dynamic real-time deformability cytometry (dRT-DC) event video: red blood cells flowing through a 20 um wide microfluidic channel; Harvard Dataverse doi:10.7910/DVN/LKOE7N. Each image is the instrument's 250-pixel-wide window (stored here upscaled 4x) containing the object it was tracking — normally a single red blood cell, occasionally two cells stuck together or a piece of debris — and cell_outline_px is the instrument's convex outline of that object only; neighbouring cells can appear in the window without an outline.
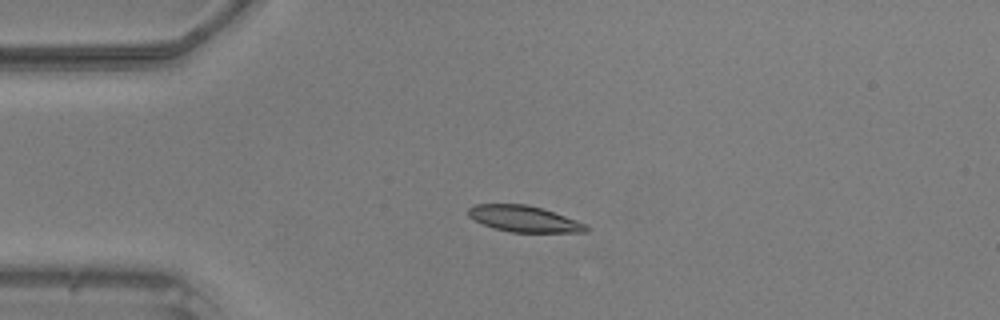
{"species": "common noctule bat (a hibernating species)", "species_latin": "Nyctalus noctula", "temperature_condition": "warm", "stored_images_in_passage": 38, "camera_frame_rate_fps": 3000, "um_per_image_px": 0.085, "animal": {"sex": "male", "body_mass_g": 20.5, "forearm_length_mm": 52.5}, "frame": {"image": 1, "passage_image": 1, "time_ms": 0.0, "image_size_px": [1000, 320], "cell_outline_px": [[588, 232], [512, 232], [492, 228], [472, 220], [468, 216], [468, 208], [476, 204], [524, 204], [540, 208], [576, 220], [584, 224], [588, 228]], "centroid_in_image_um": [44.47, 18.6], "position_along_channel_um": 40.5, "area_um2": 17.8}}
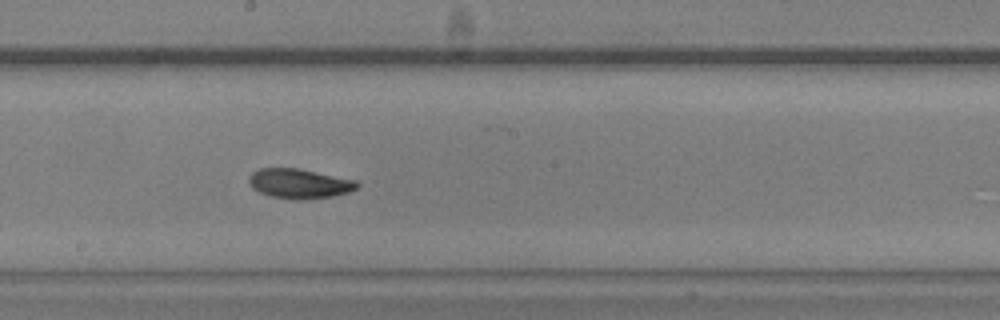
{"frame": {"image": 2, "passage_image": 16, "time_ms": 5.0, "image_size_px": [1000, 320], "cell_outline_px": [[360, 184], [356, 188], [348, 192], [332, 196], [300, 200], [292, 200], [272, 196], [260, 192], [252, 188], [248, 180], [248, 176], [252, 172], [260, 168], [300, 168], [356, 180]], "centroid_in_image_um": [25.43, 15.6], "position_along_channel_um": 222.8, "area_um2": 18.79}}
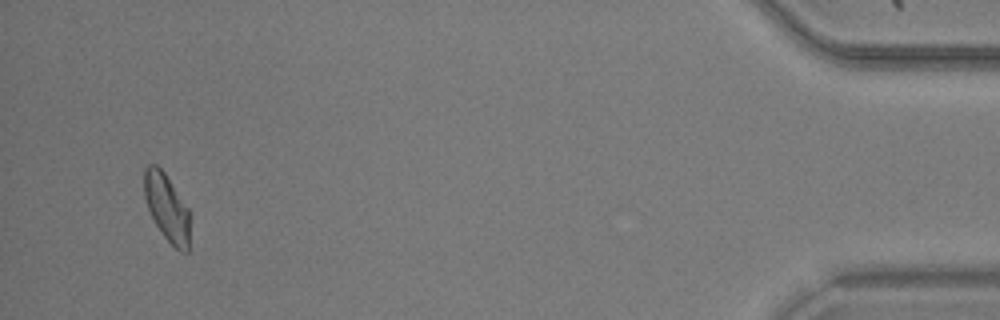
{"frame": {"image": 3, "passage_image": 36, "time_ms": 11.667, "image_size_px": [1000, 320], "cell_outline_px": [[188, 252], [180, 252], [164, 236], [156, 224], [148, 208], [144, 196], [144, 168], [148, 164], [156, 164], [164, 172], [188, 208]], "centroid_in_image_um": [14.15, 17.6], "position_along_channel_um": 421.0, "area_um2": 17.46}}